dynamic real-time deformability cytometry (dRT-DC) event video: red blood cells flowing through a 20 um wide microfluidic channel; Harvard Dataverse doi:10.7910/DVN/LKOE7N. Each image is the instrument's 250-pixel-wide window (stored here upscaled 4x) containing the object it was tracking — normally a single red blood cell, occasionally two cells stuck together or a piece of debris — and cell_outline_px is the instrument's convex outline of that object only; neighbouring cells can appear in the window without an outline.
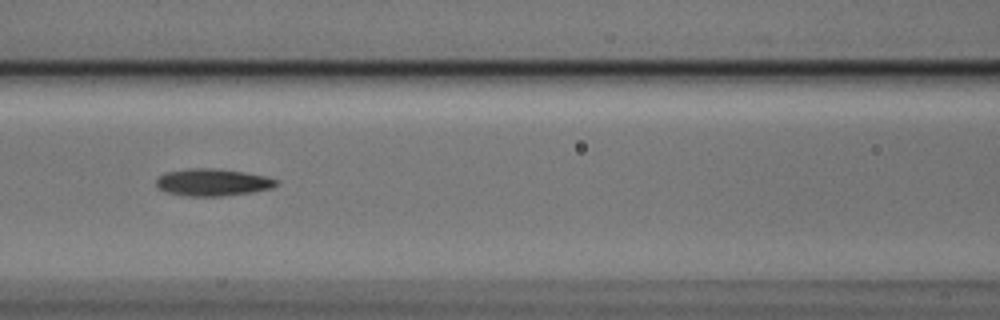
{"species": "Egyptian fruit bat (a non-hibernating species)", "species_latin": "Rousettus aegyptiacus", "temperature_condition": "cold", "stored_images_in_passage": 8, "camera_frame_rate_fps": 3000, "um_per_image_px": 0.085, "animal": {"sex": "male"}, "frame": {"image": 1, "passage_image": 8, "time_ms": 2.333, "image_size_px": [1000, 320], "cell_outline_px": [[280, 184], [272, 188], [252, 192], [220, 196], [184, 196], [168, 192], [160, 188], [156, 184], [156, 180], [160, 176], [168, 172], [188, 168], [216, 168], [244, 172], [268, 176], [280, 180]], "centroid_in_image_um": [18.15, 15.49], "position_along_channel_um": 148.4, "area_um2": 19.07}}